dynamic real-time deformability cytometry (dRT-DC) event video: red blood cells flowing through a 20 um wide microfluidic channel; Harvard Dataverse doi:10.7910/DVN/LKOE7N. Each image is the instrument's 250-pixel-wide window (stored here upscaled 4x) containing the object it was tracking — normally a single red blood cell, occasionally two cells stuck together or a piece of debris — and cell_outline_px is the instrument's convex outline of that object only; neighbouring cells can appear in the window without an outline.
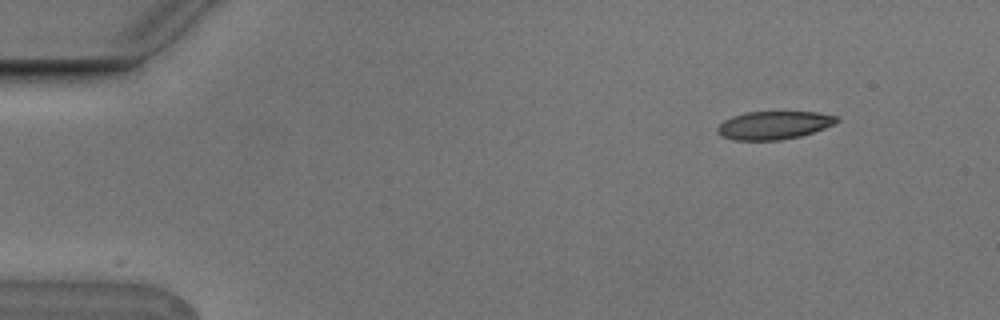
{"species": "Egyptian fruit bat (a non-hibernating species)", "species_latin": "Rousettus aegyptiacus", "temperature_condition": "cold", "stored_images_in_passage": 5, "camera_frame_rate_fps": 3000, "um_per_image_px": 0.085, "animal": {"sex": "male"}, "frame": {"image": 1, "passage_image": 1, "time_ms": 0.0, "image_size_px": [1000, 320], "cell_outline_px": [[840, 120], [836, 124], [800, 136], [780, 140], [732, 140], [724, 136], [716, 128], [724, 120], [732, 116], [748, 112], [816, 112], [836, 116]], "centroid_in_image_um": [65.81, 10.64], "position_along_channel_um": 19.2, "area_um2": 19.36}}
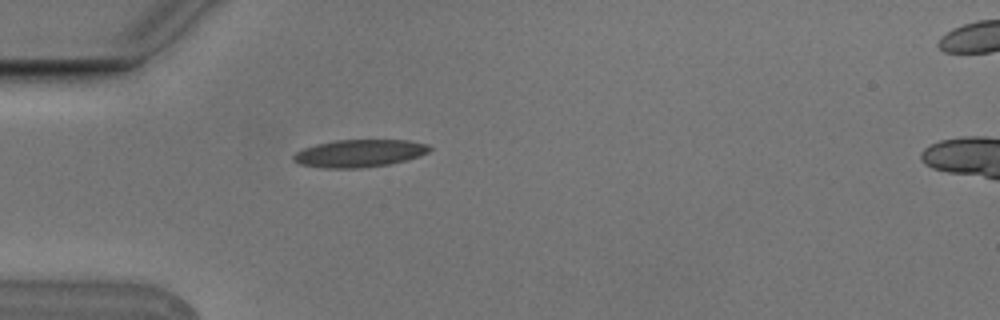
{"frame": {"image": 2, "passage_image": 4, "time_ms": 1.0, "image_size_px": [1000, 320], "cell_outline_px": [[432, 148], [428, 152], [420, 156], [408, 160], [388, 164], [360, 168], [324, 168], [300, 164], [292, 160], [292, 156], [296, 152], [304, 148], [316, 144], [336, 140], [408, 140], [428, 144]], "centroid_in_image_um": [30.56, 13.03], "position_along_channel_um": 54.4, "area_um2": 21.91}}